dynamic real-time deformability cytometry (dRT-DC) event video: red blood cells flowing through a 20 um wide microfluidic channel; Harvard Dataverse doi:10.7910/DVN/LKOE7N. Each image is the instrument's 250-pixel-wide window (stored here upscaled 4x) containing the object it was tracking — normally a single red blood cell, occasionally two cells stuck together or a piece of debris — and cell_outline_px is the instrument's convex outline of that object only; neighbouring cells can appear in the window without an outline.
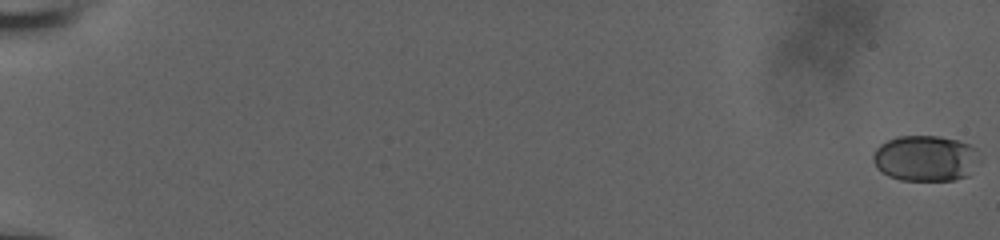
{"species": "human", "species_latin": "Homo sapiens", "temperature_condition": "room temperature", "stored_images_in_passage": 59, "camera_frame_rate_fps": 3000, "um_per_image_px": 0.085, "donor": {"sex": "male"}, "frame": {"image": 1, "passage_image": 1, "time_ms": 0.0, "image_size_px": [1000, 240], "cell_outline_px": [[976, 152], [968, 176], [956, 180], [900, 180], [888, 176], [876, 168], [872, 160], [872, 156], [876, 148], [880, 144], [896, 136], [936, 136], [956, 140], [968, 144], [976, 148]], "centroid_in_image_um": [78.56, 13.46], "position_along_channel_um": 6.4, "area_um2": 28.03}}
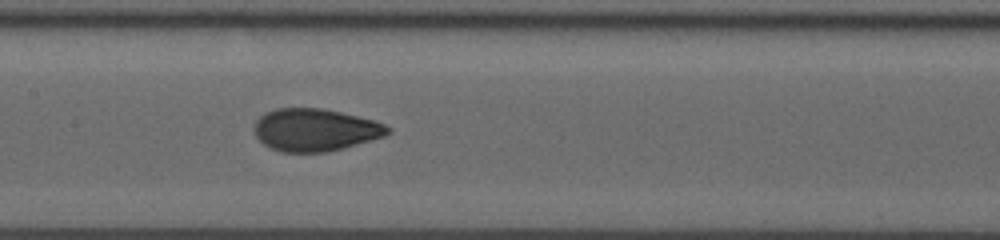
{"frame": {"image": 2, "passage_image": 33, "time_ms": 10.667, "image_size_px": [1000, 240], "cell_outline_px": [[392, 132], [384, 136], [328, 152], [280, 152], [264, 144], [256, 136], [256, 120], [264, 112], [276, 108], [324, 108], [372, 120], [384, 124], [392, 128]], "centroid_in_image_um": [26.79, 11.03], "position_along_channel_um": 180.6, "area_um2": 32.83}}
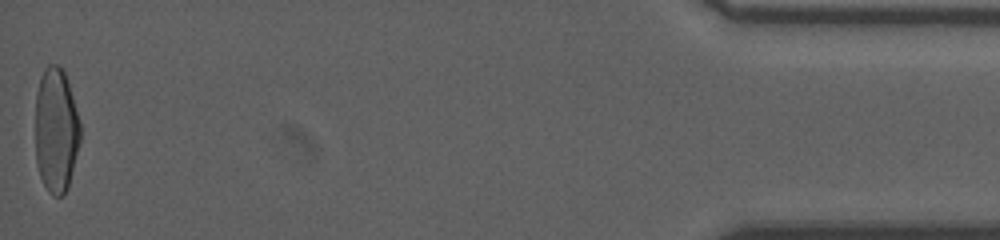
{"frame": {"image": 3, "passage_image": 59, "time_ms": 19.333, "image_size_px": [1000, 240], "cell_outline_px": [[80, 140], [68, 188], [64, 196], [52, 196], [48, 192], [40, 176], [36, 164], [36, 92], [40, 76], [44, 68], [48, 64], [56, 64], [64, 72], [72, 96], [80, 124]], "centroid_in_image_um": [4.75, 11.1], "position_along_channel_um": 430.5, "area_um2": 32.66}, "authors_computed_cell_mechanics": {"area_um2": 32.368, "velocity_mm_per_s": 3.851, "shape_relaxation_time_tau1_ms": 6.298, "shape_relaxation_time_tau2_ms": null, "deformation_change_tau1": 0.2296, "deformation_change_tau2": null}}